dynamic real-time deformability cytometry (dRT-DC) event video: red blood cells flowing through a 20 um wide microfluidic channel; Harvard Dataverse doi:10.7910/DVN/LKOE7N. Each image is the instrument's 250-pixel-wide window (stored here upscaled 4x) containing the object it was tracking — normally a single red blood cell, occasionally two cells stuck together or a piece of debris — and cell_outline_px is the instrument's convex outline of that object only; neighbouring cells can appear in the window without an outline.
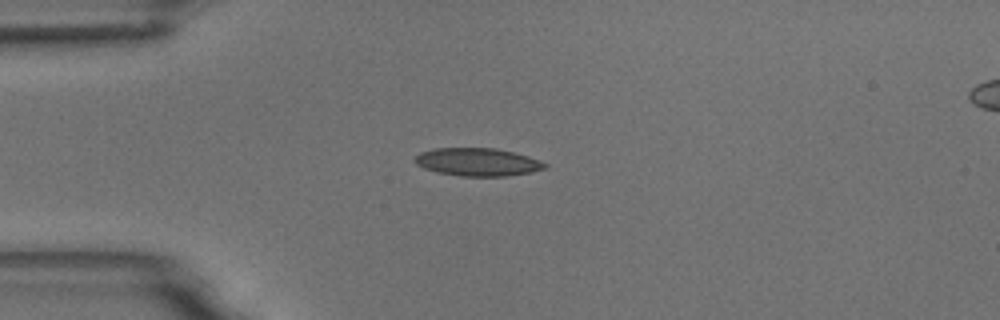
{"species": "common noctule bat (a hibernating species)", "species_latin": "Nyctalus noctula", "temperature_condition": "room temperature", "stored_images_in_passage": 7, "camera_frame_rate_fps": 3000, "um_per_image_px": 0.085, "animal": {"sex": "male", "body_mass_g": 18.8}, "frame": {"image": 1, "passage_image": 3, "time_ms": 2.333, "image_size_px": [1000, 320], "cell_outline_px": [[548, 168], [532, 172], [508, 176], [460, 176], [436, 172], [424, 168], [416, 164], [416, 156], [420, 152], [436, 148], [496, 148], [528, 156], [548, 164]], "centroid_in_image_um": [40.62, 13.78], "position_along_channel_um": 44.4, "area_um2": 21.15}}